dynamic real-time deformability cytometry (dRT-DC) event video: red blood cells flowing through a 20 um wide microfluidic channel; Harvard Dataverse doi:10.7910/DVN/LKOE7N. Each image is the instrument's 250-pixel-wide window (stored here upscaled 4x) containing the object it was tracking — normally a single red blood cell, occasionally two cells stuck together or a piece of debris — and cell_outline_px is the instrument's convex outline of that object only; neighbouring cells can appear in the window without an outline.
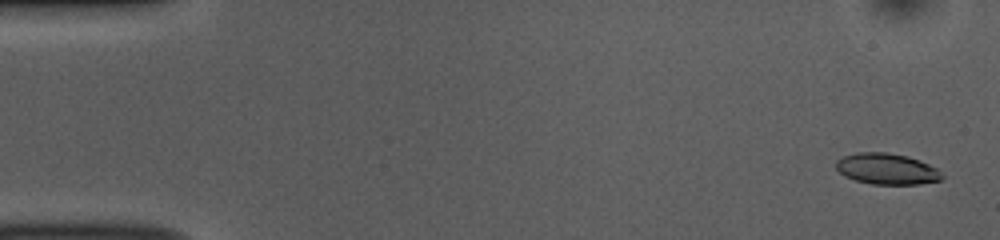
{"species": "common noctule bat (a hibernating species)", "species_latin": "Nyctalus noctula", "temperature_condition": "room temperature", "stored_images_in_passage": 52, "camera_frame_rate_fps": 3000, "um_per_image_px": 0.085, "animal": {"sex": "female", "body_mass_g": 10.0, "forearm_length_mm": 53.1}, "frame": {"image": 1, "passage_image": 2, "time_ms": 0.333, "image_size_px": [1000, 240], "cell_outline_px": [[944, 176], [940, 180], [920, 184], [872, 184], [856, 180], [844, 176], [836, 168], [836, 160], [844, 156], [856, 152], [888, 152], [908, 156], [920, 160], [936, 168]], "centroid_in_image_um": [75.37, 14.35], "position_along_channel_um": 9.6, "area_um2": 19.19}}
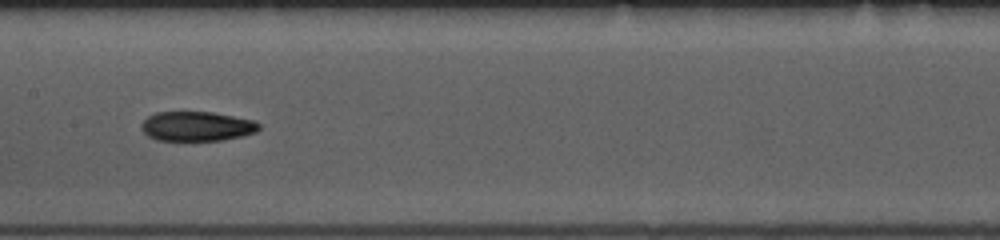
{"frame": {"image": 2, "passage_image": 26, "time_ms": 8.333, "image_size_px": [1000, 240], "cell_outline_px": [[260, 128], [256, 132], [244, 136], [220, 140], [156, 140], [148, 136], [140, 128], [140, 124], [148, 116], [156, 112], [212, 112], [256, 120], [260, 124]], "centroid_in_image_um": [16.75, 10.73], "position_along_channel_um": 190.7, "area_um2": 20.4}}
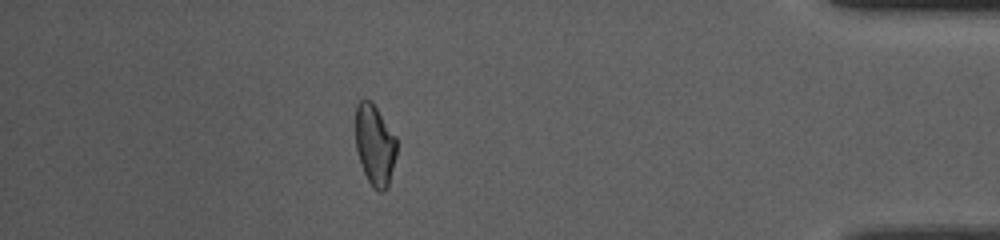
{"frame": {"image": 3, "passage_image": 46, "time_ms": 15.0, "image_size_px": [1000, 240], "cell_outline_px": [[396, 156], [388, 188], [384, 192], [380, 192], [372, 188], [360, 164], [356, 148], [356, 104], [360, 100], [372, 100], [396, 136]], "centroid_in_image_um": [31.87, 12.33], "position_along_channel_um": 403.3, "area_um2": 19.65}, "authors_computed_cell_mechanics": {"area_um2": 20.2589, "velocity_mm_per_s": 3.854, "shape_relaxation_time_tau1_ms": 9.794, "shape_relaxation_time_tau2_ms": 6.2813, "deformation_change_tau1": 0.2169, "deformation_change_tau2": 0.1347}}